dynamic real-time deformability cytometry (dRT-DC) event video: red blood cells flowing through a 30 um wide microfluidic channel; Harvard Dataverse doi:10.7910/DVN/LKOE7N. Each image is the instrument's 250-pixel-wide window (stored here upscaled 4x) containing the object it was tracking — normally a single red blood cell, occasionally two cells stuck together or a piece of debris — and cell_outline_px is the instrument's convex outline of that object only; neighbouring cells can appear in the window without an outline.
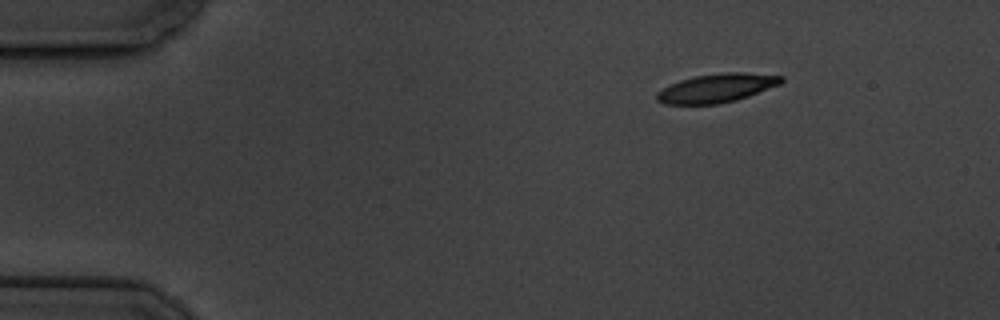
{"species": "common noctule bat (a hibernating species)", "species_latin": "Nyctalus noctula", "temperature_condition": "cold", "stored_images_in_passage": 5, "camera_frame_rate_fps": 3000, "um_per_image_px": 0.085, "animal": {"sex": "male", "body_mass_g": 19.5, "forearm_length_mm": 54.6}, "frame": {"image": 1, "passage_image": 1, "time_ms": 0.0, "image_size_px": [1000, 320], "cell_outline_px": [[784, 80], [780, 84], [748, 96], [736, 100], [720, 104], [664, 104], [656, 100], [656, 92], [680, 80], [696, 76], [724, 72], [744, 72], [784, 76]], "centroid_in_image_um": [60.93, 7.49], "position_along_channel_um": 24.1, "area_um2": 20.75}}
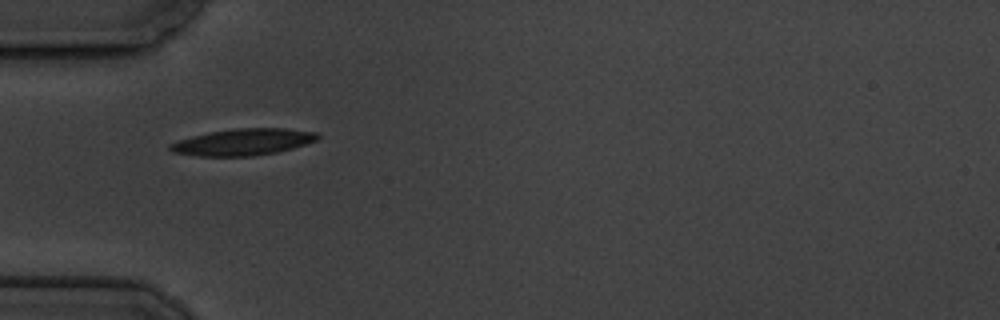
{"frame": {"image": 2, "passage_image": 4, "time_ms": 3.333, "image_size_px": [1000, 320], "cell_outline_px": [[320, 136], [316, 140], [292, 148], [276, 152], [252, 156], [200, 156], [172, 152], [168, 148], [168, 144], [192, 136], [208, 132], [236, 128], [284, 128], [316, 132]], "centroid_in_image_um": [20.64, 12.07], "position_along_channel_um": 64.4, "area_um2": 22.72}}